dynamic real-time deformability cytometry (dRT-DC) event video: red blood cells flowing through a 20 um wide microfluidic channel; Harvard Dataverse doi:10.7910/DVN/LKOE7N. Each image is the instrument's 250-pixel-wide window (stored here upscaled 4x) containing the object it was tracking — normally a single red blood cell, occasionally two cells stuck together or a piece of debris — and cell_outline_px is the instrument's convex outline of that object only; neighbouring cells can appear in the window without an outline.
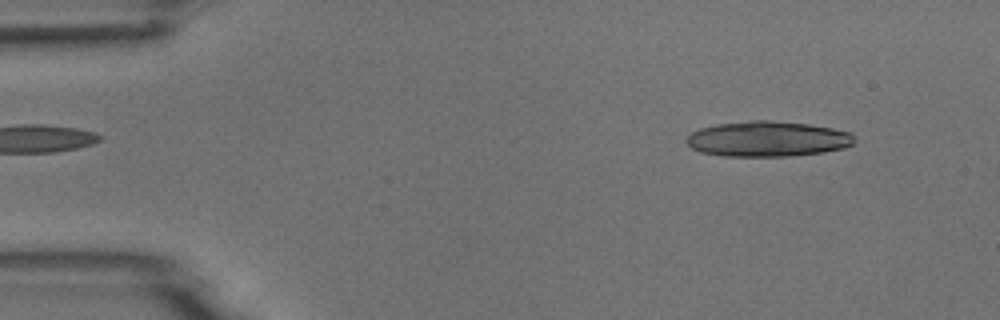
{"species": "common noctule bat (a hibernating species)", "species_latin": "Nyctalus noctula", "temperature_condition": "room temperature", "stored_images_in_passage": 10, "camera_frame_rate_fps": 3000, "um_per_image_px": 0.085, "animal": {"sex": "male", "body_mass_g": 18.8}, "frame": {"image": 1, "passage_image": 2, "time_ms": 1.333, "image_size_px": [1000, 320], "cell_outline_px": [[856, 140], [852, 144], [844, 148], [824, 152], [788, 156], [724, 156], [700, 152], [692, 148], [684, 140], [692, 132], [700, 128], [716, 124], [748, 120], [772, 120], [808, 124], [832, 128], [852, 132]], "centroid_in_image_um": [65.25, 11.8], "position_along_channel_um": 19.7, "area_um2": 34.85}}
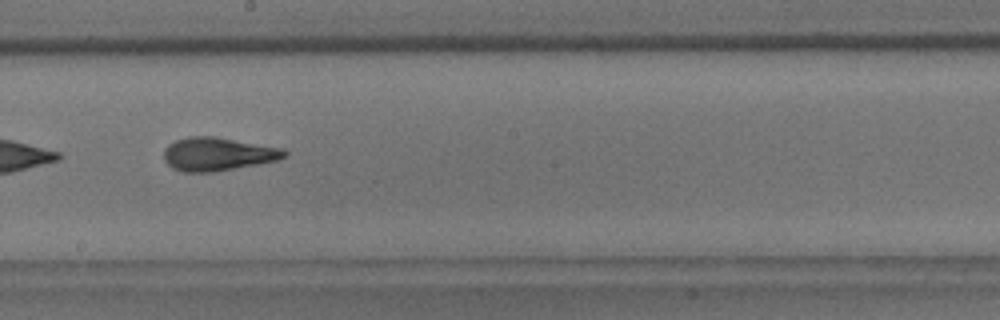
{"frame": {"image": 2, "passage_image": 9, "time_ms": 9.333, "image_size_px": [1000, 320], "cell_outline_px": [[288, 156], [276, 160], [256, 164], [212, 172], [184, 172], [172, 168], [164, 160], [164, 148], [168, 144], [176, 140], [188, 136], [216, 136], [284, 148], [288, 152]], "centroid_in_image_um": [18.51, 13.08], "position_along_channel_um": 229.7, "area_um2": 23.52}}
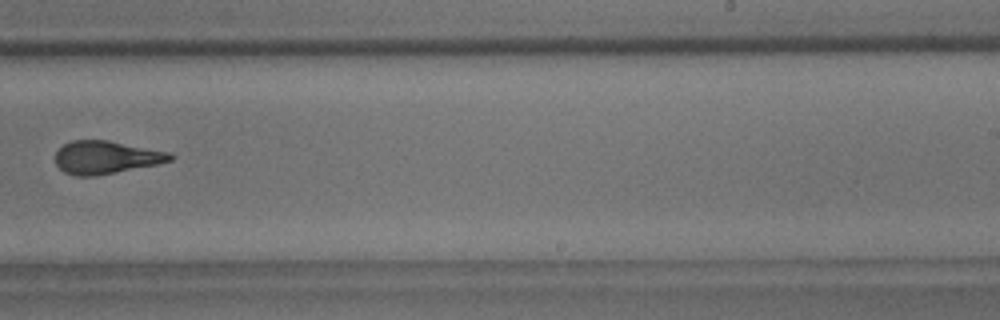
{"frame": {"image": 3, "passage_image": 10, "time_ms": 10.667, "image_size_px": [1000, 320], "cell_outline_px": [[176, 156], [172, 160], [156, 164], [96, 176], [76, 176], [64, 172], [56, 164], [56, 152], [64, 144], [72, 140], [108, 140], [172, 152]], "centroid_in_image_um": [9.04, 13.37], "position_along_channel_um": 280.0, "area_um2": 22.08}}